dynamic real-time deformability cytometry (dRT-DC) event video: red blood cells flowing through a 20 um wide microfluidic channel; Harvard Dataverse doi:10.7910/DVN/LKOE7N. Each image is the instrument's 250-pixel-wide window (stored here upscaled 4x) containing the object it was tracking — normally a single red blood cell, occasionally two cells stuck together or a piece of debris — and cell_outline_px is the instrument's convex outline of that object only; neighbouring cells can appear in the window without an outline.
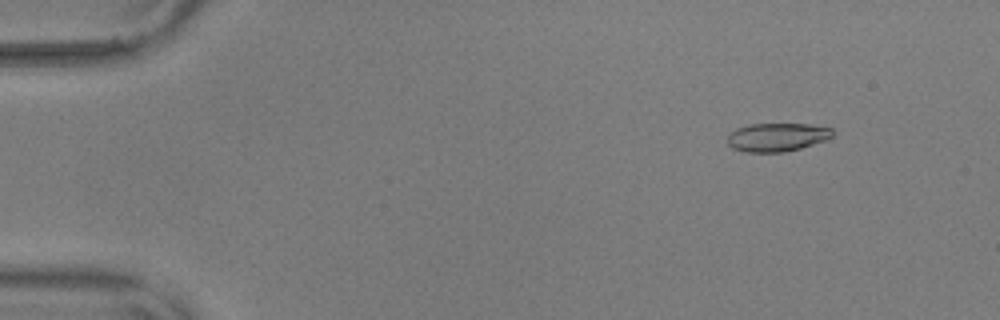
{"species": "common noctule bat (a hibernating species)", "species_latin": "Nyctalus noctula", "temperature_condition": "warm", "stored_images_in_passage": 56, "camera_frame_rate_fps": 3000, "um_per_image_px": 0.085, "animal": {"sex": "male", "body_mass_g": 17.9, "forearm_length_mm": 54.2}, "frame": {"image": 1, "passage_image": 7, "time_ms": 2.0, "image_size_px": [1000, 320], "cell_outline_px": [[832, 136], [828, 140], [800, 148], [784, 152], [744, 152], [732, 148], [728, 144], [728, 136], [736, 128], [748, 124], [808, 124], [832, 128]], "centroid_in_image_um": [66.05, 11.66], "position_along_channel_um": 19.0, "area_um2": 17.46}}
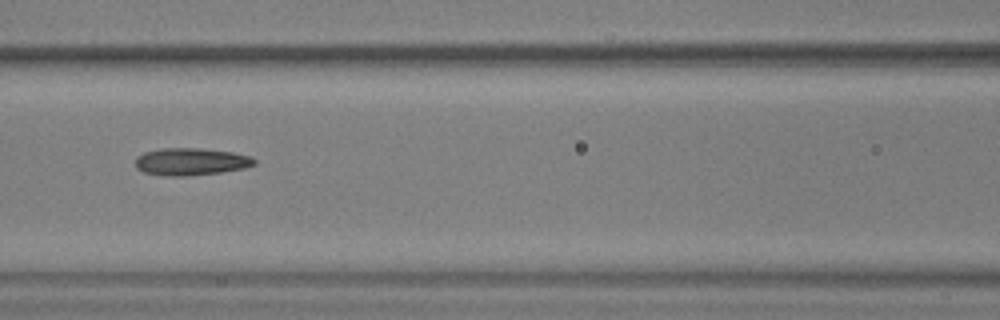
{"frame": {"image": 2, "passage_image": 26, "time_ms": 8.333, "image_size_px": [1000, 320], "cell_outline_px": [[256, 164], [244, 168], [220, 172], [188, 176], [164, 176], [144, 172], [136, 168], [136, 156], [144, 152], [164, 148], [200, 148], [232, 152], [248, 156], [256, 160]], "centroid_in_image_um": [16.2, 13.74], "position_along_channel_um": 150.4, "area_um2": 18.9}}
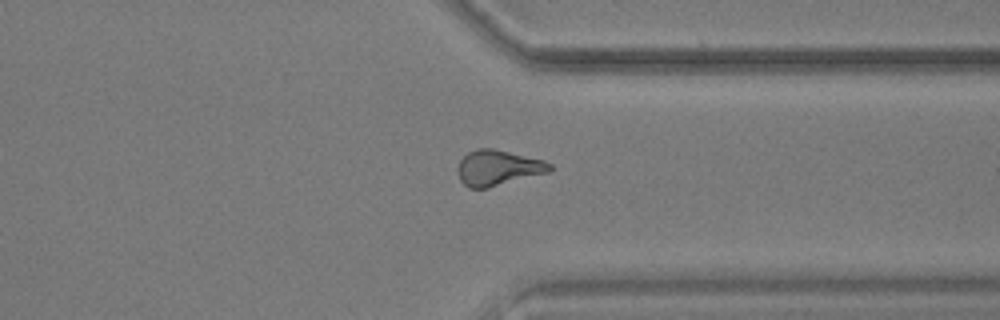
{"frame": {"image": 3, "passage_image": 44, "time_ms": 14.333, "image_size_px": [1000, 320], "cell_outline_px": [[552, 168], [548, 172], [488, 188], [468, 188], [460, 180], [460, 160], [468, 152], [476, 148], [492, 148], [544, 160], [552, 164]], "centroid_in_image_um": [42.35, 14.26], "position_along_channel_um": 369.1, "area_um2": 18.73}, "authors_computed_cell_mechanics": {"area_um2": 18.5538, "velocity_mm_per_s": 3.6557, "shape_relaxation_time_tau1_ms": 6.6417, "shape_relaxation_time_tau2_ms": 4.6392, "deformation_change_tau1": 0.1743, "deformation_change_tau2": 0.1513}}